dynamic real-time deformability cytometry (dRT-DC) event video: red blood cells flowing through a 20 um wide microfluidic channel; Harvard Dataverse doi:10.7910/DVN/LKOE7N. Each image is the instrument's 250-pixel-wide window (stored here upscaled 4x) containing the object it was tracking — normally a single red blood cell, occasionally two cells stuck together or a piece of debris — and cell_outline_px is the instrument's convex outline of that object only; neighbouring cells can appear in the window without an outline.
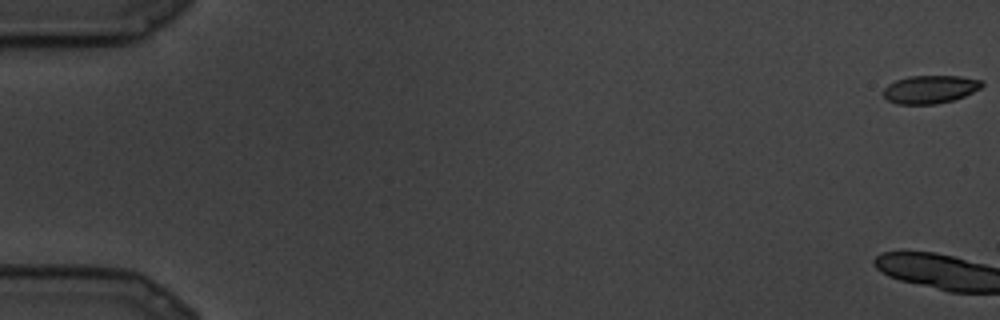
{"species": "common noctule bat (a hibernating species)", "species_latin": "Nyctalus noctula", "temperature_condition": "cold", "stored_images_in_passage": 17, "camera_frame_rate_fps": 3000, "um_per_image_px": 0.085, "animal": {"sex": "male", "body_mass_g": 19.5, "forearm_length_mm": 54.6}, "frame": {"image": 1, "passage_image": 1, "time_ms": 0.0, "image_size_px": [1000, 320], "cell_outline_px": [[984, 84], [980, 88], [964, 96], [952, 100], [936, 104], [896, 104], [888, 100], [884, 96], [884, 88], [888, 84], [896, 80], [908, 76], [960, 76], [984, 80]], "centroid_in_image_um": [79.07, 7.58], "position_along_channel_um": 5.9, "area_um2": 16.13}}
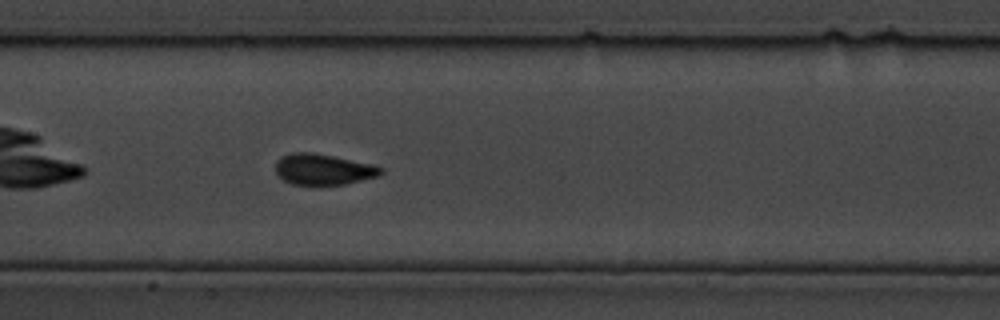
{"frame": {"image": 2, "passage_image": 15, "time_ms": 4.667, "image_size_px": [1000, 320], "cell_outline_px": [[384, 172], [380, 176], [344, 184], [292, 184], [276, 176], [276, 160], [280, 156], [292, 152], [312, 152], [372, 164], [384, 168]], "centroid_in_image_um": [27.46, 14.39], "position_along_channel_um": 179.9, "area_um2": 19.02}}
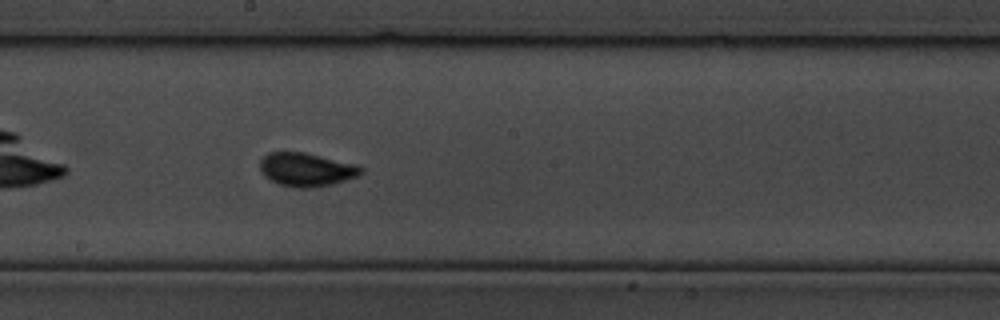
{"frame": {"image": 3, "passage_image": 17, "time_ms": 5.333, "image_size_px": [1000, 320], "cell_outline_px": [[364, 172], [360, 176], [332, 184], [308, 188], [300, 188], [280, 184], [264, 176], [260, 172], [260, 160], [268, 152], [304, 152], [356, 164], [364, 168]], "centroid_in_image_um": [26.07, 14.41], "position_along_channel_um": 222.1, "area_um2": 19.77}}